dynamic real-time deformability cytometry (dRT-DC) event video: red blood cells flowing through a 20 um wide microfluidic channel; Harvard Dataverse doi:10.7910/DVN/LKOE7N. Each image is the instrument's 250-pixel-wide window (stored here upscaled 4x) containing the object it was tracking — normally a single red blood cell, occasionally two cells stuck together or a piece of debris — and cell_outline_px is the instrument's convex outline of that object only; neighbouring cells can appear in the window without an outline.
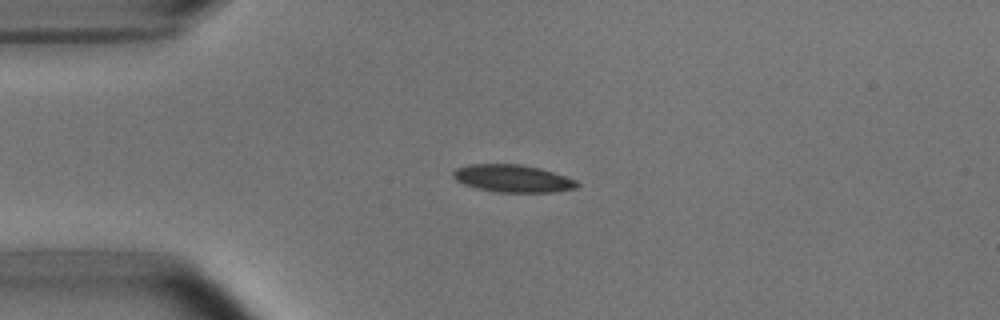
{"species": "common noctule bat (a hibernating species)", "species_latin": "Nyctalus noctula", "temperature_condition": "room temperature", "stored_images_in_passage": 4, "camera_frame_rate_fps": 3000, "um_per_image_px": 0.085, "animal": {"sex": "male", "body_mass_g": 15.6}, "frame": {"image": 1, "passage_image": 3, "time_ms": 2.333, "image_size_px": [1000, 320], "cell_outline_px": [[580, 184], [576, 188], [552, 192], [500, 192], [476, 188], [464, 184], [456, 180], [452, 176], [452, 172], [456, 168], [468, 164], [520, 164], [540, 168], [576, 180]], "centroid_in_image_um": [43.55, 15.16], "position_along_channel_um": 41.4, "area_um2": 19.77}}